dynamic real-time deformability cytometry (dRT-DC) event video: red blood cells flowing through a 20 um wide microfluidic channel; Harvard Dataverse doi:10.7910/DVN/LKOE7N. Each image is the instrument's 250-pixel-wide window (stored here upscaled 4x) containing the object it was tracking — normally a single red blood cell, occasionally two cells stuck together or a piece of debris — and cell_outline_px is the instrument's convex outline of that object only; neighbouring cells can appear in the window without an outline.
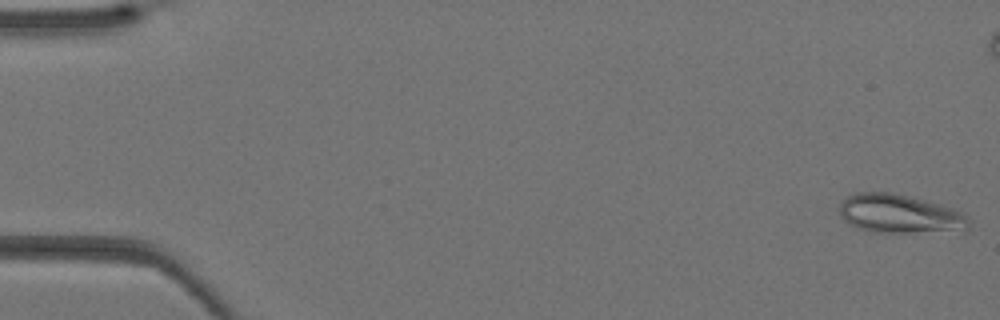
{"species": "Egyptian fruit bat (a non-hibernating species)", "species_latin": "Rousettus aegyptiacus", "temperature_condition": "warm", "stored_images_in_passage": 42, "camera_frame_rate_fps": 3000, "um_per_image_px": 0.085, "animal": {"sex": "female"}, "frame": {"image": 1, "passage_image": 1, "time_ms": 0.0, "image_size_px": [1000, 320], "cell_outline_px": [[972, 228], [964, 232], [872, 232], [856, 228], [848, 224], [840, 216], [840, 204], [848, 196], [856, 192], [892, 192], [940, 204], [952, 208], [960, 212], [972, 220]], "centroid_in_image_um": [76.54, 18.2], "position_along_channel_um": 8.5, "area_um2": 29.77}}
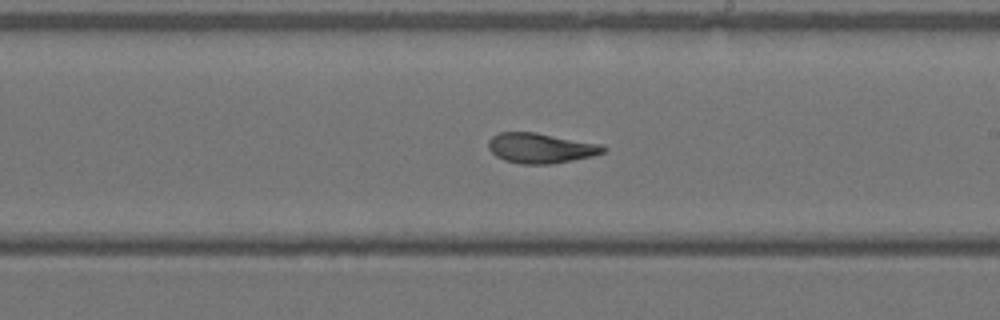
{"frame": {"image": 2, "passage_image": 24, "time_ms": 7.667, "image_size_px": [1000, 320], "cell_outline_px": [[608, 148], [604, 152], [592, 156], [552, 164], [520, 164], [504, 160], [496, 156], [488, 148], [488, 140], [492, 136], [500, 132], [536, 132], [600, 144]], "centroid_in_image_um": [45.94, 12.59], "position_along_channel_um": 243.1, "area_um2": 20.17}}
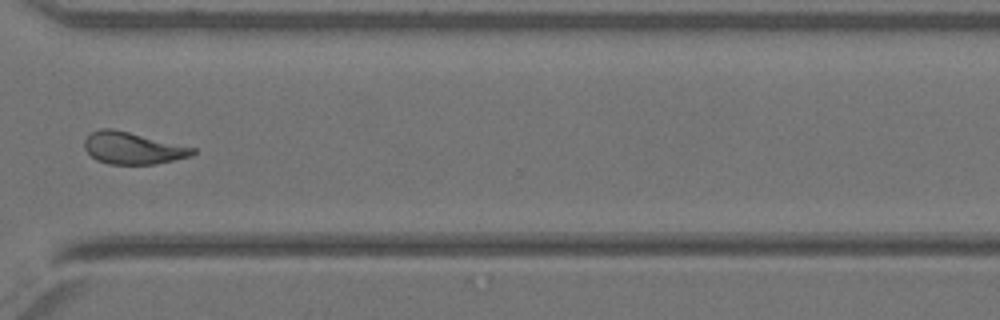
{"frame": {"image": 3, "passage_image": 31, "time_ms": 10.0, "image_size_px": [1000, 320], "cell_outline_px": [[196, 152], [192, 156], [156, 164], [108, 164], [96, 160], [84, 148], [84, 140], [92, 132], [100, 128], [112, 128], [196, 148]], "centroid_in_image_um": [11.28, 12.59], "position_along_channel_um": 359.3, "area_um2": 20.11}}